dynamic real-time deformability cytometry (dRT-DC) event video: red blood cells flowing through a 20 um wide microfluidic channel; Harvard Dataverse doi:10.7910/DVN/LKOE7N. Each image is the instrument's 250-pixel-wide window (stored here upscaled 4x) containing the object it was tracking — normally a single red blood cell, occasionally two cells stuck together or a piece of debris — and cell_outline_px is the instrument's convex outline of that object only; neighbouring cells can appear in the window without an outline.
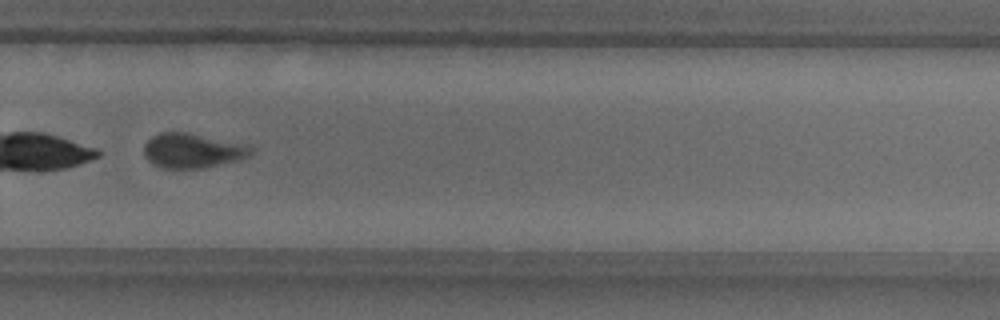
{"species": "common noctule bat (a hibernating species)", "species_latin": "Nyctalus noctula", "temperature_condition": "warm", "stored_images_in_passage": 50, "camera_frame_rate_fps": 3000, "um_per_image_px": 0.085, "animal": {"sex": "male", "body_mass_g": 18.8}, "frame": {"image": 1, "passage_image": 34, "time_ms": 11.0, "image_size_px": [1000, 320], "cell_outline_px": [[252, 156], [240, 160], [204, 168], [164, 168], [152, 164], [144, 156], [144, 144], [152, 136], [160, 132], [188, 132], [252, 144]], "centroid_in_image_um": [16.43, 12.79], "position_along_channel_um": 313.4, "area_um2": 22.2}}